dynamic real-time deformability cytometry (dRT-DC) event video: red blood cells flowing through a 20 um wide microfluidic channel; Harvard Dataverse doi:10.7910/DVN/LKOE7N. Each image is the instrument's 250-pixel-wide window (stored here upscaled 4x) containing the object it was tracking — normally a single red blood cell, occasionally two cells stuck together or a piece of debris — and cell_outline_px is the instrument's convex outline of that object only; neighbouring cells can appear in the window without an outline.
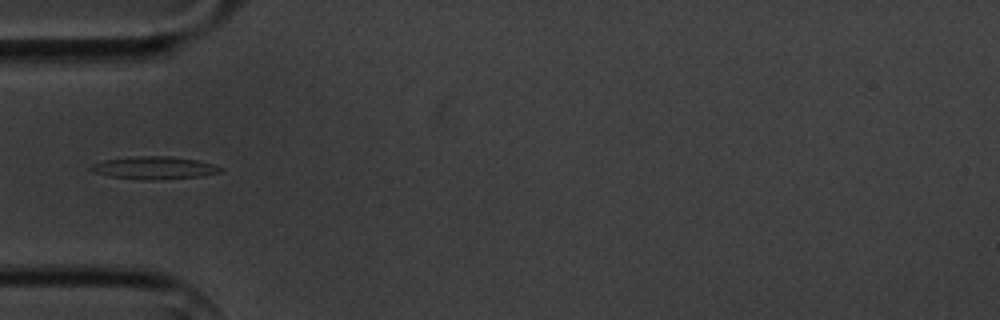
{"species": "common noctule bat (a hibernating species)", "species_latin": "Nyctalus noctula", "temperature_condition": "cold", "stored_images_in_passage": 2, "camera_frame_rate_fps": 3000, "um_per_image_px": 0.085, "animal": {"sex": "male", "body_mass_g": 20.1, "forearm_length_mm": 53.5}, "frame": {"image": 1, "passage_image": 2, "time_ms": 1.0, "image_size_px": [1000, 320], "cell_outline_px": [[224, 168], [220, 172], [204, 176], [152, 180], [148, 180], [108, 176], [92, 172], [88, 168], [92, 164], [104, 160], [128, 156], [172, 156], [196, 160], [212, 164]], "centroid_in_image_um": [13.08, 14.26], "position_along_channel_um": 71.9, "area_um2": 17.22}}